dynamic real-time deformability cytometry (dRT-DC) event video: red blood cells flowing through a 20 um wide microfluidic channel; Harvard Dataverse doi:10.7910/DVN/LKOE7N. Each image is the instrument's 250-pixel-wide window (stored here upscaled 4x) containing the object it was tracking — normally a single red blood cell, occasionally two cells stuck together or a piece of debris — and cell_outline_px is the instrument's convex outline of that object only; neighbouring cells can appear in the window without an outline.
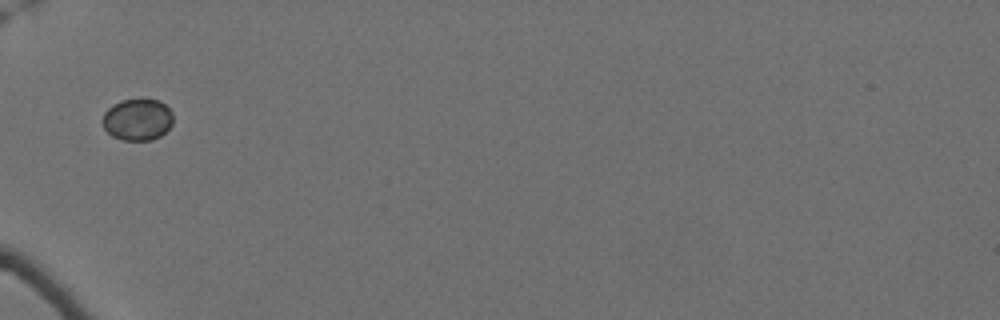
{"species": "Egyptian fruit bat (a non-hibernating species)", "species_latin": "Rousettus aegyptiacus", "temperature_condition": "cold", "stored_images_in_passage": 4, "camera_frame_rate_fps": 3000, "um_per_image_px": 0.085, "animal": {"sex": "female"}, "frame": {"image": 1, "passage_image": 1, "time_ms": 0.0, "image_size_px": [1000, 320], "cell_outline_px": [[172, 124], [160, 136], [152, 140], [120, 140], [112, 136], [104, 128], [100, 120], [104, 112], [112, 104], [120, 100], [160, 100], [172, 112]], "centroid_in_image_um": [11.64, 10.17], "position_along_channel_um": 73.4, "area_um2": 17.22}}